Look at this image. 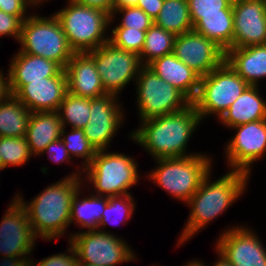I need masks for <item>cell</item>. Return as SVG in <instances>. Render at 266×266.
<instances>
[{
	"label": "cell",
	"instance_id": "6da1fadb",
	"mask_svg": "<svg viewBox=\"0 0 266 266\" xmlns=\"http://www.w3.org/2000/svg\"><path fill=\"white\" fill-rule=\"evenodd\" d=\"M200 122L191 104L184 110L141 122L142 126L130 136L155 159L187 157L193 154L187 155L185 147Z\"/></svg>",
	"mask_w": 266,
	"mask_h": 266
},
{
	"label": "cell",
	"instance_id": "7a4b0ae2",
	"mask_svg": "<svg viewBox=\"0 0 266 266\" xmlns=\"http://www.w3.org/2000/svg\"><path fill=\"white\" fill-rule=\"evenodd\" d=\"M81 175L73 173L65 176L64 180L45 188L32 202H28L29 204L25 203L19 194L15 197L26 210L36 238L39 236L51 240L65 233L70 224L72 200L81 188Z\"/></svg>",
	"mask_w": 266,
	"mask_h": 266
},
{
	"label": "cell",
	"instance_id": "3957f363",
	"mask_svg": "<svg viewBox=\"0 0 266 266\" xmlns=\"http://www.w3.org/2000/svg\"><path fill=\"white\" fill-rule=\"evenodd\" d=\"M209 174L210 172L203 178L198 190L187 202L192 209L178 241L179 245L226 211L243 194L249 179L248 174L232 170L212 183L209 181Z\"/></svg>",
	"mask_w": 266,
	"mask_h": 266
},
{
	"label": "cell",
	"instance_id": "277c9868",
	"mask_svg": "<svg viewBox=\"0 0 266 266\" xmlns=\"http://www.w3.org/2000/svg\"><path fill=\"white\" fill-rule=\"evenodd\" d=\"M66 8L54 13L74 52H89L107 43L104 35L111 23L106 12L69 0ZM105 37V38H104Z\"/></svg>",
	"mask_w": 266,
	"mask_h": 266
},
{
	"label": "cell",
	"instance_id": "5b68a950",
	"mask_svg": "<svg viewBox=\"0 0 266 266\" xmlns=\"http://www.w3.org/2000/svg\"><path fill=\"white\" fill-rule=\"evenodd\" d=\"M20 52L41 56L65 69L74 50L70 47L58 18L30 15L21 26Z\"/></svg>",
	"mask_w": 266,
	"mask_h": 266
},
{
	"label": "cell",
	"instance_id": "8992f818",
	"mask_svg": "<svg viewBox=\"0 0 266 266\" xmlns=\"http://www.w3.org/2000/svg\"><path fill=\"white\" fill-rule=\"evenodd\" d=\"M156 161L159 165L150 173V180L185 203L198 190L212 166L211 159L202 154L181 158H160Z\"/></svg>",
	"mask_w": 266,
	"mask_h": 266
},
{
	"label": "cell",
	"instance_id": "52a82bcc",
	"mask_svg": "<svg viewBox=\"0 0 266 266\" xmlns=\"http://www.w3.org/2000/svg\"><path fill=\"white\" fill-rule=\"evenodd\" d=\"M248 86L224 61L218 68L200 78L199 90L192 104L201 120L210 114H216L220 118Z\"/></svg>",
	"mask_w": 266,
	"mask_h": 266
},
{
	"label": "cell",
	"instance_id": "ba28073f",
	"mask_svg": "<svg viewBox=\"0 0 266 266\" xmlns=\"http://www.w3.org/2000/svg\"><path fill=\"white\" fill-rule=\"evenodd\" d=\"M136 164L132 157L123 153H106L105 149L97 151L91 163L83 170L94 185L96 194L110 197L130 194L128 189L138 182Z\"/></svg>",
	"mask_w": 266,
	"mask_h": 266
},
{
	"label": "cell",
	"instance_id": "9c48e42d",
	"mask_svg": "<svg viewBox=\"0 0 266 266\" xmlns=\"http://www.w3.org/2000/svg\"><path fill=\"white\" fill-rule=\"evenodd\" d=\"M141 122L186 109L192 101L179 89L143 66L136 78Z\"/></svg>",
	"mask_w": 266,
	"mask_h": 266
},
{
	"label": "cell",
	"instance_id": "30bf717a",
	"mask_svg": "<svg viewBox=\"0 0 266 266\" xmlns=\"http://www.w3.org/2000/svg\"><path fill=\"white\" fill-rule=\"evenodd\" d=\"M70 237L79 264L117 266L136 257L123 239L106 231H82Z\"/></svg>",
	"mask_w": 266,
	"mask_h": 266
},
{
	"label": "cell",
	"instance_id": "8fae6325",
	"mask_svg": "<svg viewBox=\"0 0 266 266\" xmlns=\"http://www.w3.org/2000/svg\"><path fill=\"white\" fill-rule=\"evenodd\" d=\"M88 53L95 60L106 94L117 96L127 83L136 80L143 67L139 54L117 48L110 42Z\"/></svg>",
	"mask_w": 266,
	"mask_h": 266
},
{
	"label": "cell",
	"instance_id": "7c38bea8",
	"mask_svg": "<svg viewBox=\"0 0 266 266\" xmlns=\"http://www.w3.org/2000/svg\"><path fill=\"white\" fill-rule=\"evenodd\" d=\"M226 148L228 163L234 171L250 175V164L262 158L266 152V119L241 124Z\"/></svg>",
	"mask_w": 266,
	"mask_h": 266
},
{
	"label": "cell",
	"instance_id": "4fadbf2b",
	"mask_svg": "<svg viewBox=\"0 0 266 266\" xmlns=\"http://www.w3.org/2000/svg\"><path fill=\"white\" fill-rule=\"evenodd\" d=\"M173 54L200 77L225 61V51L214 41L195 31L177 35Z\"/></svg>",
	"mask_w": 266,
	"mask_h": 266
},
{
	"label": "cell",
	"instance_id": "5bb4252c",
	"mask_svg": "<svg viewBox=\"0 0 266 266\" xmlns=\"http://www.w3.org/2000/svg\"><path fill=\"white\" fill-rule=\"evenodd\" d=\"M12 201L0 224V254L26 258L33 249L36 236L26 210L16 198Z\"/></svg>",
	"mask_w": 266,
	"mask_h": 266
},
{
	"label": "cell",
	"instance_id": "9a60e30c",
	"mask_svg": "<svg viewBox=\"0 0 266 266\" xmlns=\"http://www.w3.org/2000/svg\"><path fill=\"white\" fill-rule=\"evenodd\" d=\"M116 98L115 95L106 94L90 99L89 122L82 129L97 151L107 149V145L110 144L124 119L121 112L122 106L118 105Z\"/></svg>",
	"mask_w": 266,
	"mask_h": 266
},
{
	"label": "cell",
	"instance_id": "2e32d148",
	"mask_svg": "<svg viewBox=\"0 0 266 266\" xmlns=\"http://www.w3.org/2000/svg\"><path fill=\"white\" fill-rule=\"evenodd\" d=\"M233 48L266 44L265 0H233Z\"/></svg>",
	"mask_w": 266,
	"mask_h": 266
},
{
	"label": "cell",
	"instance_id": "e0dca14e",
	"mask_svg": "<svg viewBox=\"0 0 266 266\" xmlns=\"http://www.w3.org/2000/svg\"><path fill=\"white\" fill-rule=\"evenodd\" d=\"M218 250L232 266H266V250L250 229L232 227L217 241Z\"/></svg>",
	"mask_w": 266,
	"mask_h": 266
},
{
	"label": "cell",
	"instance_id": "ac0fdd59",
	"mask_svg": "<svg viewBox=\"0 0 266 266\" xmlns=\"http://www.w3.org/2000/svg\"><path fill=\"white\" fill-rule=\"evenodd\" d=\"M67 92V77L63 69L56 76L28 81L14 96L31 112H55Z\"/></svg>",
	"mask_w": 266,
	"mask_h": 266
},
{
	"label": "cell",
	"instance_id": "d6986e66",
	"mask_svg": "<svg viewBox=\"0 0 266 266\" xmlns=\"http://www.w3.org/2000/svg\"><path fill=\"white\" fill-rule=\"evenodd\" d=\"M64 70L69 93L90 99L106 95L95 60L88 52H75Z\"/></svg>",
	"mask_w": 266,
	"mask_h": 266
},
{
	"label": "cell",
	"instance_id": "ffe728a7",
	"mask_svg": "<svg viewBox=\"0 0 266 266\" xmlns=\"http://www.w3.org/2000/svg\"><path fill=\"white\" fill-rule=\"evenodd\" d=\"M12 60L7 74L11 95H15L25 84H28V81L53 77L63 70L52 60L20 51Z\"/></svg>",
	"mask_w": 266,
	"mask_h": 266
},
{
	"label": "cell",
	"instance_id": "44dd1931",
	"mask_svg": "<svg viewBox=\"0 0 266 266\" xmlns=\"http://www.w3.org/2000/svg\"><path fill=\"white\" fill-rule=\"evenodd\" d=\"M147 67L165 82L183 92L191 101L195 99L201 77L173 53L153 60Z\"/></svg>",
	"mask_w": 266,
	"mask_h": 266
},
{
	"label": "cell",
	"instance_id": "7402d4cb",
	"mask_svg": "<svg viewBox=\"0 0 266 266\" xmlns=\"http://www.w3.org/2000/svg\"><path fill=\"white\" fill-rule=\"evenodd\" d=\"M225 61L249 85L257 86L259 79L266 78V44L229 48Z\"/></svg>",
	"mask_w": 266,
	"mask_h": 266
},
{
	"label": "cell",
	"instance_id": "603a6c76",
	"mask_svg": "<svg viewBox=\"0 0 266 266\" xmlns=\"http://www.w3.org/2000/svg\"><path fill=\"white\" fill-rule=\"evenodd\" d=\"M257 86L249 85L219 118L227 127L266 119V101L259 95Z\"/></svg>",
	"mask_w": 266,
	"mask_h": 266
},
{
	"label": "cell",
	"instance_id": "cb8c5ba5",
	"mask_svg": "<svg viewBox=\"0 0 266 266\" xmlns=\"http://www.w3.org/2000/svg\"><path fill=\"white\" fill-rule=\"evenodd\" d=\"M62 128L57 111L32 112L25 135L31 154H42L51 142L60 139Z\"/></svg>",
	"mask_w": 266,
	"mask_h": 266
},
{
	"label": "cell",
	"instance_id": "d4e9b609",
	"mask_svg": "<svg viewBox=\"0 0 266 266\" xmlns=\"http://www.w3.org/2000/svg\"><path fill=\"white\" fill-rule=\"evenodd\" d=\"M31 111L14 95L0 103V137L26 135Z\"/></svg>",
	"mask_w": 266,
	"mask_h": 266
},
{
	"label": "cell",
	"instance_id": "484cf974",
	"mask_svg": "<svg viewBox=\"0 0 266 266\" xmlns=\"http://www.w3.org/2000/svg\"><path fill=\"white\" fill-rule=\"evenodd\" d=\"M233 14L201 15L193 31L214 41L225 52L233 48Z\"/></svg>",
	"mask_w": 266,
	"mask_h": 266
},
{
	"label": "cell",
	"instance_id": "4316f807",
	"mask_svg": "<svg viewBox=\"0 0 266 266\" xmlns=\"http://www.w3.org/2000/svg\"><path fill=\"white\" fill-rule=\"evenodd\" d=\"M78 190L72 200L70 210V221L80 225V228H87L88 231L98 230V225L102 219V213L108 203V197L100 195H90L84 199L79 200Z\"/></svg>",
	"mask_w": 266,
	"mask_h": 266
},
{
	"label": "cell",
	"instance_id": "83f0119b",
	"mask_svg": "<svg viewBox=\"0 0 266 266\" xmlns=\"http://www.w3.org/2000/svg\"><path fill=\"white\" fill-rule=\"evenodd\" d=\"M154 24L176 36L192 31L188 0H164Z\"/></svg>",
	"mask_w": 266,
	"mask_h": 266
},
{
	"label": "cell",
	"instance_id": "f1b7e54d",
	"mask_svg": "<svg viewBox=\"0 0 266 266\" xmlns=\"http://www.w3.org/2000/svg\"><path fill=\"white\" fill-rule=\"evenodd\" d=\"M175 39V34L153 24L146 31L145 43L139 54L141 63H144L143 66H147L157 58L173 53Z\"/></svg>",
	"mask_w": 266,
	"mask_h": 266
},
{
	"label": "cell",
	"instance_id": "f546056e",
	"mask_svg": "<svg viewBox=\"0 0 266 266\" xmlns=\"http://www.w3.org/2000/svg\"><path fill=\"white\" fill-rule=\"evenodd\" d=\"M57 112L63 127L67 123L72 128L82 129L89 122L90 98L76 96L67 92Z\"/></svg>",
	"mask_w": 266,
	"mask_h": 266
},
{
	"label": "cell",
	"instance_id": "4dcf8cb0",
	"mask_svg": "<svg viewBox=\"0 0 266 266\" xmlns=\"http://www.w3.org/2000/svg\"><path fill=\"white\" fill-rule=\"evenodd\" d=\"M0 154L3 169L10 165H23L32 156L25 136L0 137Z\"/></svg>",
	"mask_w": 266,
	"mask_h": 266
},
{
	"label": "cell",
	"instance_id": "1f68e13d",
	"mask_svg": "<svg viewBox=\"0 0 266 266\" xmlns=\"http://www.w3.org/2000/svg\"><path fill=\"white\" fill-rule=\"evenodd\" d=\"M60 139L64 142L70 157L74 155L76 157H82L83 160L85 159L84 165H82L83 169L91 163L96 155L97 150L86 138L83 129L72 128L71 133L66 135L65 127H63Z\"/></svg>",
	"mask_w": 266,
	"mask_h": 266
},
{
	"label": "cell",
	"instance_id": "d6a6232c",
	"mask_svg": "<svg viewBox=\"0 0 266 266\" xmlns=\"http://www.w3.org/2000/svg\"><path fill=\"white\" fill-rule=\"evenodd\" d=\"M134 208L135 204L133 197L130 194L108 197V203L102 213V219L98 225V229H100V226H106L108 223L110 225L115 224L116 226L118 225V221L121 222L123 219L128 220L131 217ZM119 216L123 217V219Z\"/></svg>",
	"mask_w": 266,
	"mask_h": 266
},
{
	"label": "cell",
	"instance_id": "836d02e7",
	"mask_svg": "<svg viewBox=\"0 0 266 266\" xmlns=\"http://www.w3.org/2000/svg\"><path fill=\"white\" fill-rule=\"evenodd\" d=\"M112 35L108 42L113 46L140 54L145 43L146 31L115 27L112 29Z\"/></svg>",
	"mask_w": 266,
	"mask_h": 266
},
{
	"label": "cell",
	"instance_id": "e575fe53",
	"mask_svg": "<svg viewBox=\"0 0 266 266\" xmlns=\"http://www.w3.org/2000/svg\"><path fill=\"white\" fill-rule=\"evenodd\" d=\"M193 26L201 15L233 14V0H188Z\"/></svg>",
	"mask_w": 266,
	"mask_h": 266
},
{
	"label": "cell",
	"instance_id": "d590c367",
	"mask_svg": "<svg viewBox=\"0 0 266 266\" xmlns=\"http://www.w3.org/2000/svg\"><path fill=\"white\" fill-rule=\"evenodd\" d=\"M118 11L123 13V16L119 26L115 27H125L134 30L147 31L154 24V20H152L142 9L137 7L114 9L110 18L111 21Z\"/></svg>",
	"mask_w": 266,
	"mask_h": 266
},
{
	"label": "cell",
	"instance_id": "8d00e7d4",
	"mask_svg": "<svg viewBox=\"0 0 266 266\" xmlns=\"http://www.w3.org/2000/svg\"><path fill=\"white\" fill-rule=\"evenodd\" d=\"M69 244L70 247L67 249V251H69L68 255L65 253L53 255L44 258L40 262H37V264L33 263V261L31 262L30 259L28 266H79L76 251L70 242Z\"/></svg>",
	"mask_w": 266,
	"mask_h": 266
},
{
	"label": "cell",
	"instance_id": "74e56055",
	"mask_svg": "<svg viewBox=\"0 0 266 266\" xmlns=\"http://www.w3.org/2000/svg\"><path fill=\"white\" fill-rule=\"evenodd\" d=\"M22 23L18 16L0 11V36H13L19 42Z\"/></svg>",
	"mask_w": 266,
	"mask_h": 266
},
{
	"label": "cell",
	"instance_id": "f35d334b",
	"mask_svg": "<svg viewBox=\"0 0 266 266\" xmlns=\"http://www.w3.org/2000/svg\"><path fill=\"white\" fill-rule=\"evenodd\" d=\"M31 3L28 0H0V11L5 13L18 16L22 21L27 19L29 16L24 14L27 12L26 9Z\"/></svg>",
	"mask_w": 266,
	"mask_h": 266
},
{
	"label": "cell",
	"instance_id": "ab89813d",
	"mask_svg": "<svg viewBox=\"0 0 266 266\" xmlns=\"http://www.w3.org/2000/svg\"><path fill=\"white\" fill-rule=\"evenodd\" d=\"M45 152L49 153L50 160L54 162H64L70 161L72 157L69 156V153L67 152V149L64 145V142L61 139H58L54 142H51L43 151V154ZM70 159V160H69Z\"/></svg>",
	"mask_w": 266,
	"mask_h": 266
},
{
	"label": "cell",
	"instance_id": "60d3db41",
	"mask_svg": "<svg viewBox=\"0 0 266 266\" xmlns=\"http://www.w3.org/2000/svg\"><path fill=\"white\" fill-rule=\"evenodd\" d=\"M164 0H139L137 8L142 9L152 20L158 17Z\"/></svg>",
	"mask_w": 266,
	"mask_h": 266
},
{
	"label": "cell",
	"instance_id": "b9f144b4",
	"mask_svg": "<svg viewBox=\"0 0 266 266\" xmlns=\"http://www.w3.org/2000/svg\"><path fill=\"white\" fill-rule=\"evenodd\" d=\"M78 4L86 5L92 8L102 10L109 14H113L115 0H72Z\"/></svg>",
	"mask_w": 266,
	"mask_h": 266
},
{
	"label": "cell",
	"instance_id": "7bdbcfd3",
	"mask_svg": "<svg viewBox=\"0 0 266 266\" xmlns=\"http://www.w3.org/2000/svg\"><path fill=\"white\" fill-rule=\"evenodd\" d=\"M9 96H11L9 77H4L2 71H0V103L4 102Z\"/></svg>",
	"mask_w": 266,
	"mask_h": 266
},
{
	"label": "cell",
	"instance_id": "ee69618b",
	"mask_svg": "<svg viewBox=\"0 0 266 266\" xmlns=\"http://www.w3.org/2000/svg\"><path fill=\"white\" fill-rule=\"evenodd\" d=\"M1 261L0 266H28L30 259L20 257H6Z\"/></svg>",
	"mask_w": 266,
	"mask_h": 266
},
{
	"label": "cell",
	"instance_id": "f6af8a7d",
	"mask_svg": "<svg viewBox=\"0 0 266 266\" xmlns=\"http://www.w3.org/2000/svg\"><path fill=\"white\" fill-rule=\"evenodd\" d=\"M139 0H115L114 9H123L126 7H137Z\"/></svg>",
	"mask_w": 266,
	"mask_h": 266
},
{
	"label": "cell",
	"instance_id": "bcb514c9",
	"mask_svg": "<svg viewBox=\"0 0 266 266\" xmlns=\"http://www.w3.org/2000/svg\"><path fill=\"white\" fill-rule=\"evenodd\" d=\"M219 260L213 266H232L231 263L218 250Z\"/></svg>",
	"mask_w": 266,
	"mask_h": 266
},
{
	"label": "cell",
	"instance_id": "7dc6e473",
	"mask_svg": "<svg viewBox=\"0 0 266 266\" xmlns=\"http://www.w3.org/2000/svg\"><path fill=\"white\" fill-rule=\"evenodd\" d=\"M186 266H205L203 263L199 262V261H190V263H188Z\"/></svg>",
	"mask_w": 266,
	"mask_h": 266
},
{
	"label": "cell",
	"instance_id": "c3c4849f",
	"mask_svg": "<svg viewBox=\"0 0 266 266\" xmlns=\"http://www.w3.org/2000/svg\"><path fill=\"white\" fill-rule=\"evenodd\" d=\"M28 1L31 3V5H33V4L37 5V4L40 3V1L42 2V1H44V0H28ZM45 1H46V0H45Z\"/></svg>",
	"mask_w": 266,
	"mask_h": 266
},
{
	"label": "cell",
	"instance_id": "681fc988",
	"mask_svg": "<svg viewBox=\"0 0 266 266\" xmlns=\"http://www.w3.org/2000/svg\"><path fill=\"white\" fill-rule=\"evenodd\" d=\"M2 169H3V162H2V156L0 154V170H2Z\"/></svg>",
	"mask_w": 266,
	"mask_h": 266
},
{
	"label": "cell",
	"instance_id": "f907efd6",
	"mask_svg": "<svg viewBox=\"0 0 266 266\" xmlns=\"http://www.w3.org/2000/svg\"><path fill=\"white\" fill-rule=\"evenodd\" d=\"M79 266H97V265L79 264Z\"/></svg>",
	"mask_w": 266,
	"mask_h": 266
}]
</instances>
